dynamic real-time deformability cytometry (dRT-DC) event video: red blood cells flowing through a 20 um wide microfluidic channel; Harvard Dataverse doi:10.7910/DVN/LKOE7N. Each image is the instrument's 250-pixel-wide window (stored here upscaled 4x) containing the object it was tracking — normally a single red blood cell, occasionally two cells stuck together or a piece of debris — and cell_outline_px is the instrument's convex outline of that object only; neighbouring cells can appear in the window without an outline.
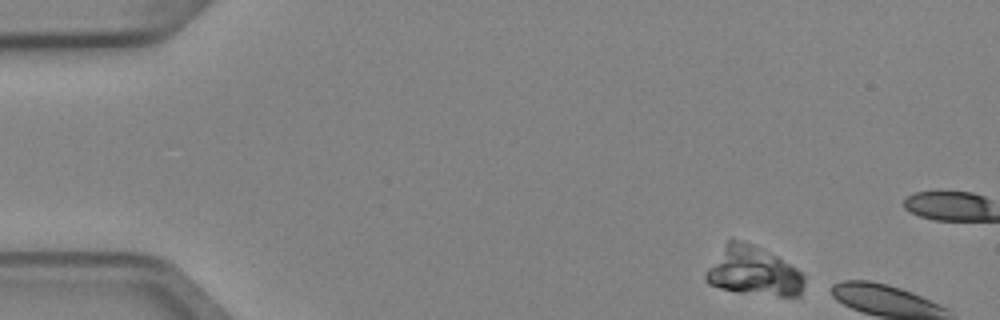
{"species": "Egyptian fruit bat (a non-hibernating species)", "species_latin": "Rousettus aegyptiacus", "temperature_condition": "cold", "stored_images_in_passage": 2, "camera_frame_rate_fps": 3000, "um_per_image_px": 0.085, "animal": {"sex": "female"}, "frame": {"image": 1, "passage_image": 1, "time_ms": 0.0, "image_size_px": [1000, 320], "cell_outline_px": [[804, 284], [800, 296], [780, 296], [736, 292], [720, 288], [708, 284], [704, 280], [704, 276], [708, 268], [728, 240], [740, 240], [752, 244], [776, 256], [796, 268], [804, 276]], "centroid_in_image_um": [64.03, 23.09], "position_along_channel_um": 21.0, "area_um2": 27.8}}